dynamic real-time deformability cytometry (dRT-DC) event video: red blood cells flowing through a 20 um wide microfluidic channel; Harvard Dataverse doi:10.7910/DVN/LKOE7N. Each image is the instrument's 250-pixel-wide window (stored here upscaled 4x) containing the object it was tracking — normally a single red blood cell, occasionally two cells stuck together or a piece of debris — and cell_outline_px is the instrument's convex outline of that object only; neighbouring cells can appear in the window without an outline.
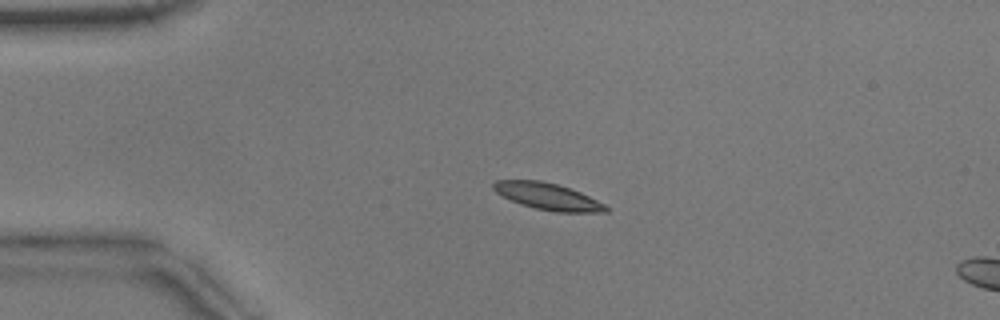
{"species": "common noctule bat (a hibernating species)", "species_latin": "Nyctalus noctula", "temperature_condition": "warm", "stored_images_in_passage": 5, "camera_frame_rate_fps": 3000, "um_per_image_px": 0.085, "animal": {"sex": "male", "body_mass_g": 17.9}, "frame": {"image": 1, "passage_image": 1, "time_ms": 0.0, "image_size_px": [1000, 320], "cell_outline_px": [[608, 212], [556, 212], [536, 208], [520, 204], [496, 192], [492, 188], [492, 184], [496, 180], [540, 180], [556, 184], [580, 192], [604, 204], [608, 208]], "centroid_in_image_um": [46.54, 16.69], "position_along_channel_um": 38.5, "area_um2": 17.22}}